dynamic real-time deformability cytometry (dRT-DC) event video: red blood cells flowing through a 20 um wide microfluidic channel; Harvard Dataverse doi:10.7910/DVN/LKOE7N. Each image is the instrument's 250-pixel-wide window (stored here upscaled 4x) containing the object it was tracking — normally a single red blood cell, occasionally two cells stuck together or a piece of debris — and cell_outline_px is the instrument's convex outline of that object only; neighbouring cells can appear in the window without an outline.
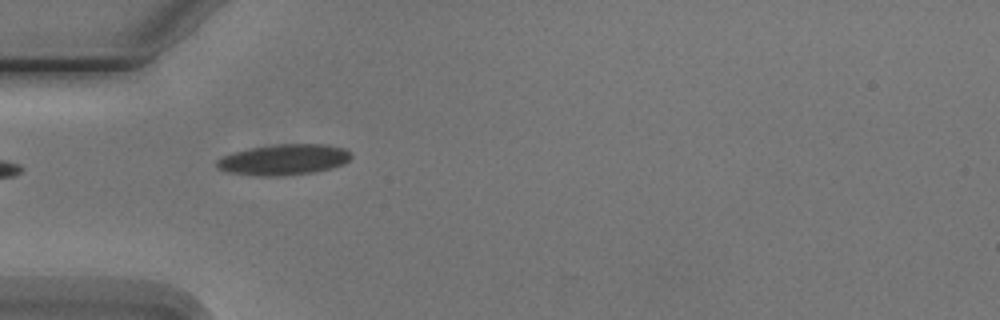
{"species": "Egyptian fruit bat (a non-hibernating species)", "species_latin": "Rousettus aegyptiacus", "temperature_condition": "cold", "stored_images_in_passage": 3, "camera_frame_rate_fps": 3000, "um_per_image_px": 0.085, "animal": {"sex": "male"}, "frame": {"image": 1, "passage_image": 2, "time_ms": 1.333, "image_size_px": [1000, 320], "cell_outline_px": [[352, 156], [344, 164], [312, 172], [276, 176], [264, 176], [228, 172], [216, 168], [216, 160], [232, 152], [272, 144], [328, 144], [344, 148]], "centroid_in_image_um": [24.1, 13.55], "position_along_channel_um": 60.9, "area_um2": 23.87}}
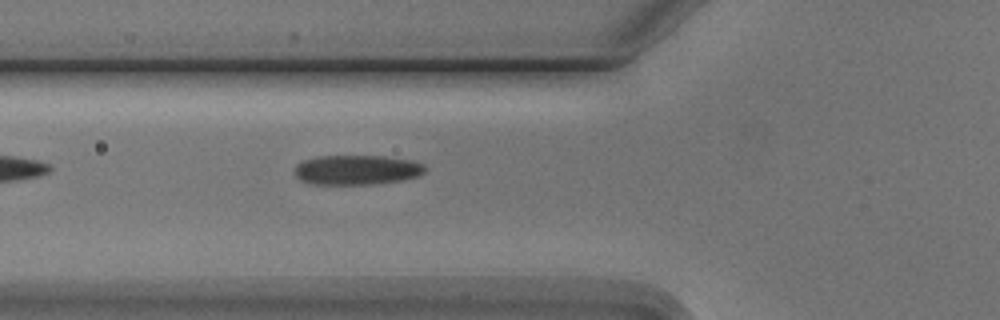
{"frame": {"image": 2, "passage_image": 3, "time_ms": 2.333, "image_size_px": [1000, 320], "cell_outline_px": [[428, 168], [424, 172], [416, 176], [400, 180], [368, 184], [308, 184], [300, 180], [296, 176], [296, 164], [304, 160], [320, 156], [384, 156], [412, 160], [424, 164]], "centroid_in_image_um": [30.33, 14.43], "position_along_channel_um": 95.5, "area_um2": 22.48}}